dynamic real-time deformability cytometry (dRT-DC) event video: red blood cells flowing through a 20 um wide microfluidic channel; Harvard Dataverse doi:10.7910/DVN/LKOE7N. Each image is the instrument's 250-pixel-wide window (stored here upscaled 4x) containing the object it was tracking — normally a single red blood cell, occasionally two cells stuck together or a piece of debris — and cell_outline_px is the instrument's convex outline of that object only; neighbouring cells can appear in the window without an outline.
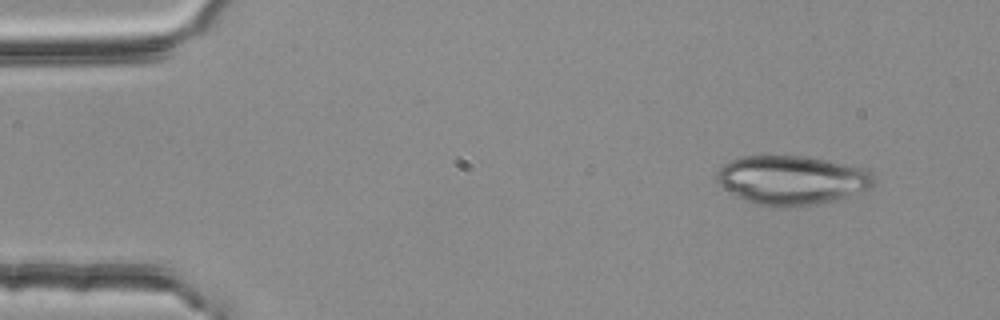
{"species": "common noctule bat (a hibernating species)", "species_latin": "Nyctalus noctula", "temperature_condition": "room temperature", "stored_images_in_passage": 4, "segment_of_instrument_passage": [1, 2], "camera_frame_rate_fps": 3000, "um_per_image_px": 0.085, "animal": {"sex": "female", "body_mass_g": 25.1}, "frame": {"image": 1, "passage_image": 1, "time_ms": 0.0, "image_size_px": [1000, 320], "cell_outline_px": [[876, 184], [872, 188], [840, 200], [816, 204], [756, 204], [744, 200], [736, 196], [724, 188], [720, 184], [716, 176], [720, 168], [724, 164], [732, 160], [744, 156], [800, 156], [824, 160], [864, 168], [872, 172], [876, 180]], "centroid_in_image_um": [67.38, 15.29], "position_along_channel_um": 17.6, "area_um2": 44.22}}